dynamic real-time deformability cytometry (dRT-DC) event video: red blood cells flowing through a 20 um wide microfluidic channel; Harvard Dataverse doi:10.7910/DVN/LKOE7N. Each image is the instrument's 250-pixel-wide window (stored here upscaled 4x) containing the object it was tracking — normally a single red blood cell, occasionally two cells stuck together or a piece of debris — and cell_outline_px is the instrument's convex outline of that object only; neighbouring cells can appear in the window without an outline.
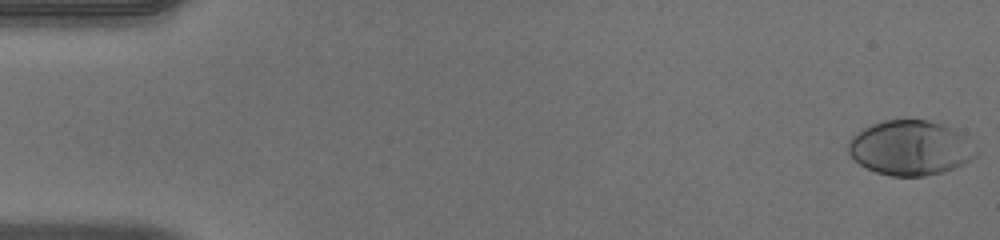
{"species": "human", "species_latin": "Homo sapiens", "temperature_condition": "warm", "stored_images_in_passage": 51, "camera_frame_rate_fps": 3000, "um_per_image_px": 0.085, "donor": {"sex": "male"}, "frame": {"image": 1, "passage_image": 1, "time_ms": 0.0, "image_size_px": [1000, 240], "cell_outline_px": [[976, 156], [944, 172], [924, 176], [892, 176], [876, 172], [860, 164], [848, 152], [848, 140], [852, 136], [864, 128], [872, 124], [884, 120], [928, 120], [940, 124], [956, 132], [976, 152]], "centroid_in_image_um": [77.28, 12.58], "position_along_channel_um": 7.7, "area_um2": 39.65}}
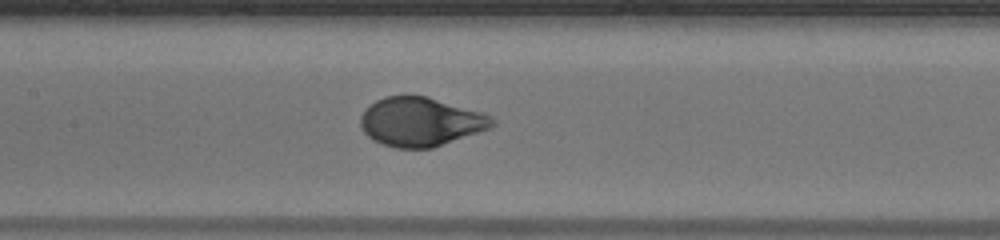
{"frame": {"image": 2, "passage_image": 25, "time_ms": 8.0, "image_size_px": [1000, 240], "cell_outline_px": [[496, 124], [488, 128], [432, 148], [396, 148], [372, 140], [364, 132], [360, 124], [360, 116], [376, 100], [384, 96], [424, 96], [484, 112], [492, 116], [496, 120]], "centroid_in_image_um": [35.75, 10.35], "position_along_channel_um": 171.6, "area_um2": 37.17}}
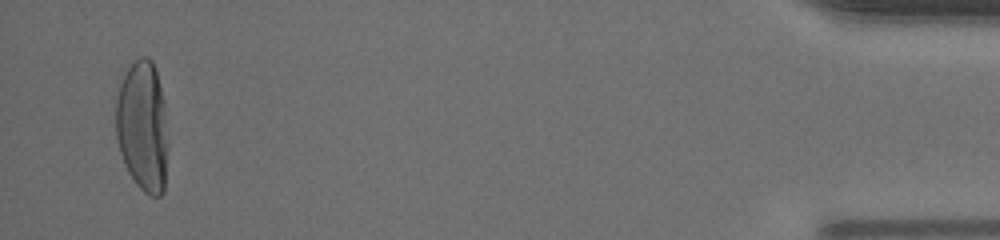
{"frame": {"image": 3, "passage_image": 50, "time_ms": 16.333, "image_size_px": [1000, 240], "cell_outline_px": [[168, 148], [164, 192], [160, 196], [148, 196], [136, 184], [128, 172], [124, 164], [120, 152], [116, 136], [116, 100], [120, 84], [124, 72], [140, 56], [148, 56], [152, 60], [156, 68], [164, 100], [168, 140]], "centroid_in_image_um": [12.14, 10.75], "position_along_channel_um": 423.1, "area_um2": 40.46}, "authors_computed_cell_mechanics": {"area_um2": 38.2058, "velocity_mm_per_s": 3.9999, "shape_relaxation_time_tau1_ms": 3.5203, "shape_relaxation_time_tau2_ms": null, "deformation_change_tau1": 0.2263, "deformation_change_tau2": null}}